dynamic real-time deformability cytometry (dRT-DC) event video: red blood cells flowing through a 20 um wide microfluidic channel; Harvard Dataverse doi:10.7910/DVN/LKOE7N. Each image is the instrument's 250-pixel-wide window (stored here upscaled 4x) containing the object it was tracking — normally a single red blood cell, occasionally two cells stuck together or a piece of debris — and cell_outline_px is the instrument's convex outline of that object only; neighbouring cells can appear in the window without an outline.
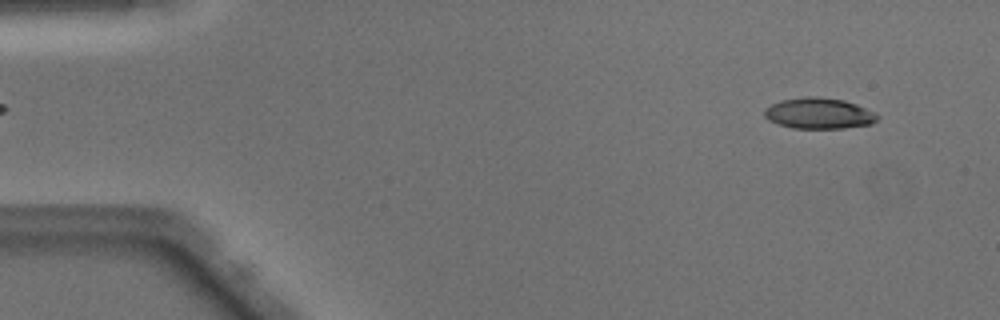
{"species": "Egyptian fruit bat (a non-hibernating species)", "species_latin": "Rousettus aegyptiacus", "temperature_condition": "warm", "stored_images_in_passage": 48, "camera_frame_rate_fps": 3000, "um_per_image_px": 0.085, "animal": {"sex": "male"}, "frame": {"image": 1, "passage_image": 3, "time_ms": 0.667, "image_size_px": [1000, 320], "cell_outline_px": [[880, 116], [872, 124], [844, 128], [792, 128], [776, 124], [768, 120], [764, 116], [764, 108], [780, 100], [804, 96], [816, 96], [844, 100], [856, 104], [876, 112]], "centroid_in_image_um": [69.59, 9.63], "position_along_channel_um": 15.4, "area_um2": 20.63}}
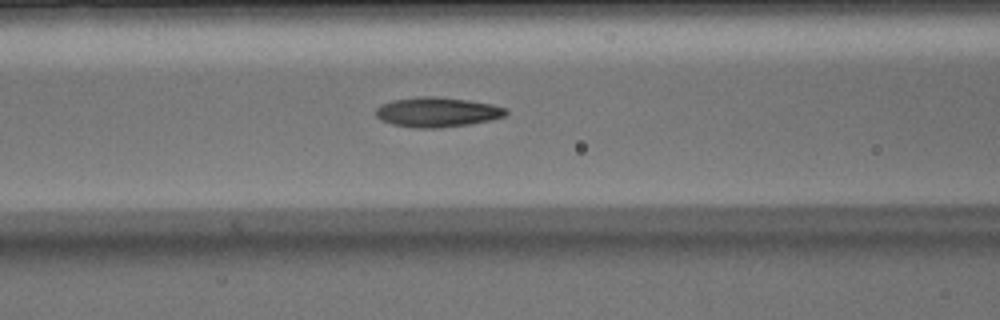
{"frame": {"image": 2, "passage_image": 19, "time_ms": 6.0, "image_size_px": [1000, 320], "cell_outline_px": [[508, 112], [504, 116], [492, 120], [468, 124], [440, 128], [412, 128], [392, 124], [380, 120], [376, 116], [376, 108], [380, 104], [392, 100], [416, 96], [436, 96], [468, 100], [492, 104], [508, 108]], "centroid_in_image_um": [37.14, 9.52], "position_along_channel_um": 129.5, "area_um2": 22.89}}
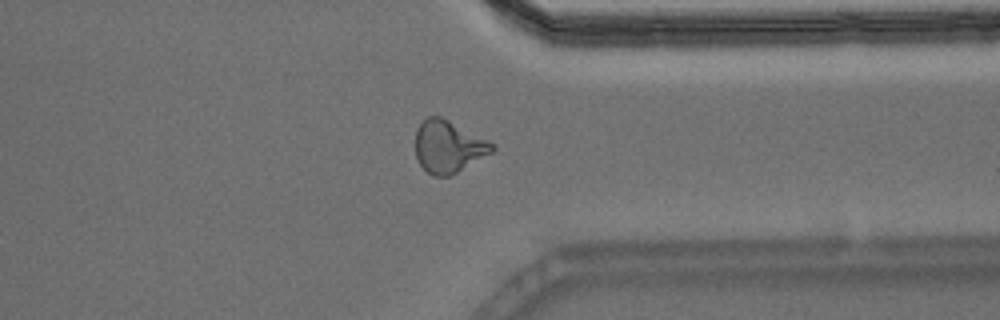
{"frame": {"image": 3, "passage_image": 37, "time_ms": 12.0, "image_size_px": [1000, 320], "cell_outline_px": [[496, 148], [492, 152], [452, 176], [432, 176], [420, 164], [416, 156], [416, 128], [428, 116], [440, 116], [488, 140]], "centroid_in_image_um": [38.1, 12.48], "position_along_channel_um": 373.3, "area_um2": 23.18}, "authors_computed_cell_mechanics": {"area_um2": 21.8195, "velocity_mm_per_s": 4.1073, "shape_relaxation_time_tau1_ms": 9.1434, "shape_relaxation_time_tau2_ms": 1.8186, "deformation_change_tau1": 0.295, "deformation_change_tau2": 0.0955}}